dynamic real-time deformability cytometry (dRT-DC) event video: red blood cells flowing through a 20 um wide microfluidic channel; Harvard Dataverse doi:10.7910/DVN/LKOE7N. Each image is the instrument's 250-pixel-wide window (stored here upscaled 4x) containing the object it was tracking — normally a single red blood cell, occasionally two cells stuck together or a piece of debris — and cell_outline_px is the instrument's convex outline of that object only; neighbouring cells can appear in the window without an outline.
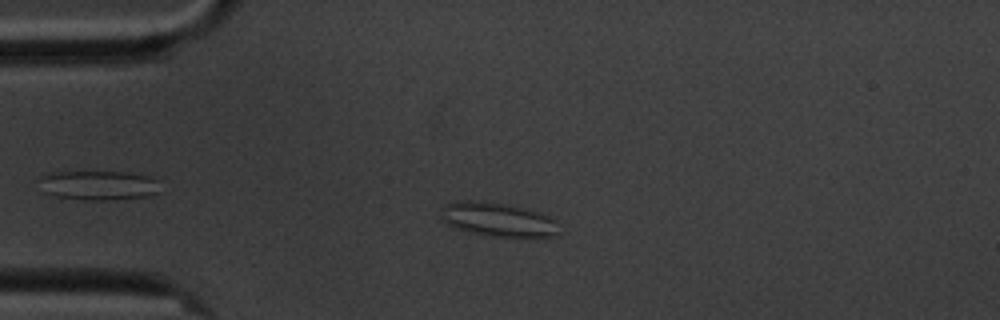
{"species": "common noctule bat (a hibernating species)", "species_latin": "Nyctalus noctula", "temperature_condition": "cold", "stored_images_in_passage": 3, "camera_frame_rate_fps": 3000, "um_per_image_px": 0.085, "animal": {"sex": "male", "body_mass_g": 20.1, "forearm_length_mm": 53.5}, "frame": {"image": 1, "passage_image": 3, "time_ms": 2.333, "image_size_px": [1000, 320], "cell_outline_px": [[560, 236], [492, 236], [468, 232], [456, 228], [448, 224], [440, 216], [440, 208], [444, 204], [460, 200], [468, 200], [508, 204], [540, 212], [556, 220]], "centroid_in_image_um": [42.31, 18.65], "position_along_channel_um": 42.7, "area_um2": 23.35}}